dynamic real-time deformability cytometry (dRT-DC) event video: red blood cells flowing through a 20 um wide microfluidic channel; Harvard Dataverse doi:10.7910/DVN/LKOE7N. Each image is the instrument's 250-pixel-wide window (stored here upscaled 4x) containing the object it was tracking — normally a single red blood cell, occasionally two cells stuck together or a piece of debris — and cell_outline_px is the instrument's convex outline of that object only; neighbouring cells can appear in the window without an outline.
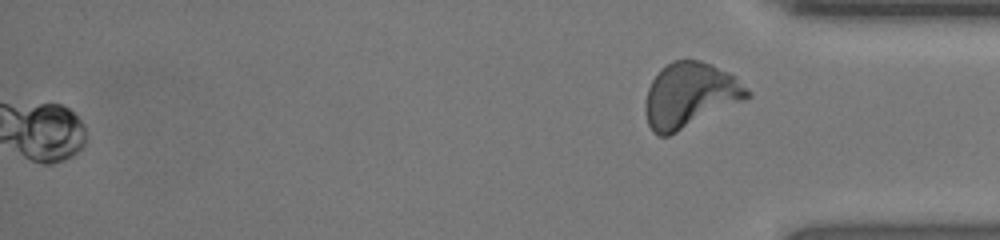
{"species": "human", "species_latin": "Homo sapiens", "temperature_condition": "room temperature", "stored_images_in_passage": 52, "segment_of_instrument_passage": [2, 2], "camera_frame_rate_fps": 3000, "um_per_image_px": 0.085, "donor": {"sex": "female"}, "frame": {"image": 1, "passage_image": 52, "time_ms": 17.0, "image_size_px": [1000, 240], "cell_outline_px": [[752, 96], [744, 100], [668, 136], [660, 136], [652, 132], [648, 124], [644, 112], [644, 104], [648, 88], [652, 80], [672, 60], [700, 60], [712, 64], [736, 76]], "centroid_in_image_um": [58.62, 8.09], "position_along_channel_um": 376.6, "area_um2": 38.26}}